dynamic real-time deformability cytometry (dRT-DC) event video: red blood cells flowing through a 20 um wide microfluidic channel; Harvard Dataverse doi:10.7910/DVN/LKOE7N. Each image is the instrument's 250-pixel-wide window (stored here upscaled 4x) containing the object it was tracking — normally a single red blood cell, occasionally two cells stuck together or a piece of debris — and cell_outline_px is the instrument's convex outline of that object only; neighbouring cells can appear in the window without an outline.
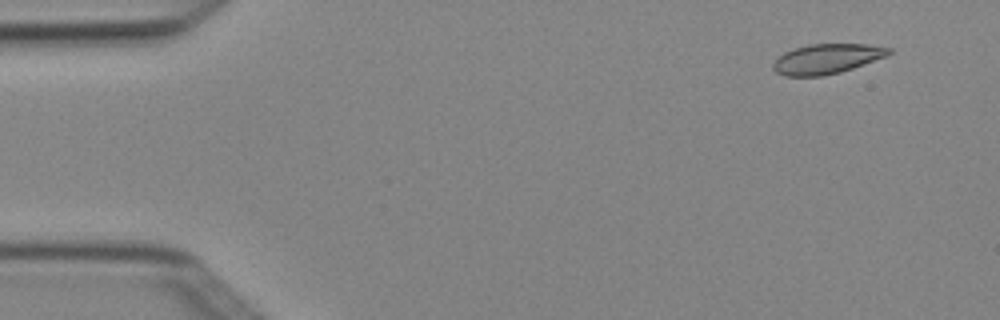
{"species": "Egyptian fruit bat (a non-hibernating species)", "species_latin": "Rousettus aegyptiacus", "temperature_condition": "cold", "stored_images_in_passage": 4, "camera_frame_rate_fps": 3000, "um_per_image_px": 0.085, "animal": {"sex": "female"}, "frame": {"image": 1, "passage_image": 1, "time_ms": 0.0, "image_size_px": [1000, 320], "cell_outline_px": [[892, 52], [888, 56], [840, 72], [820, 76], [784, 76], [776, 72], [772, 68], [772, 64], [784, 52], [808, 44], [868, 44], [892, 48]], "centroid_in_image_um": [70.3, 5.0], "position_along_channel_um": 14.7, "area_um2": 20.11}}
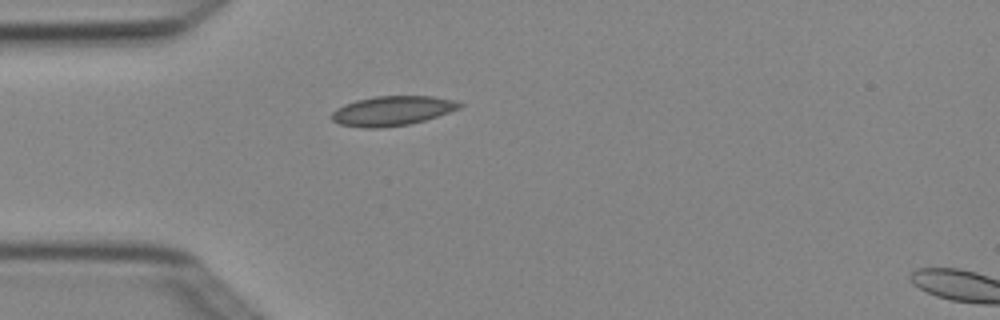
{"frame": {"image": 2, "passage_image": 4, "time_ms": 1.0, "image_size_px": [1000, 320], "cell_outline_px": [[464, 104], [460, 108], [424, 120], [408, 124], [380, 128], [364, 128], [340, 124], [332, 120], [332, 112], [336, 108], [344, 104], [356, 100], [376, 96], [432, 96], [452, 100]], "centroid_in_image_um": [33.31, 9.42], "position_along_channel_um": 51.7, "area_um2": 21.85}}